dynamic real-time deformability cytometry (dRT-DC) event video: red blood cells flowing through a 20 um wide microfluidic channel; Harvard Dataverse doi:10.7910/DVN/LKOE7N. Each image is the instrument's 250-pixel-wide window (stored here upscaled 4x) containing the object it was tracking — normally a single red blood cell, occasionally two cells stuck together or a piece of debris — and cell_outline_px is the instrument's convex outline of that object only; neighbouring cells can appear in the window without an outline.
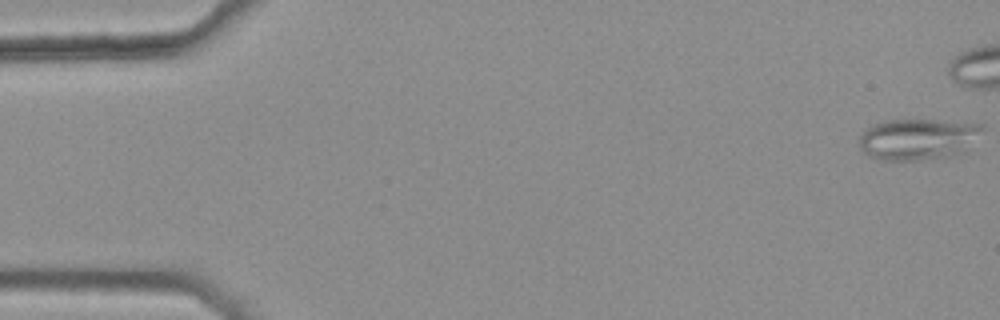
{"species": "common noctule bat (a hibernating species)", "species_latin": "Nyctalus noctula", "temperature_condition": "warm", "stored_images_in_passage": 48, "camera_frame_rate_fps": 3000, "um_per_image_px": 0.085, "animal": {"sex": "female", "body_mass_g": 25.1}, "frame": {"image": 1, "passage_image": 1, "time_ms": 0.0, "image_size_px": [1000, 320], "cell_outline_px": [[984, 128], [968, 152], [948, 156], [920, 160], [880, 160], [868, 156], [860, 148], [860, 132], [864, 128], [872, 124], [884, 120], [936, 120], [984, 124]], "centroid_in_image_um": [78.03, 11.82], "position_along_channel_um": 7.0, "area_um2": 30.11}}
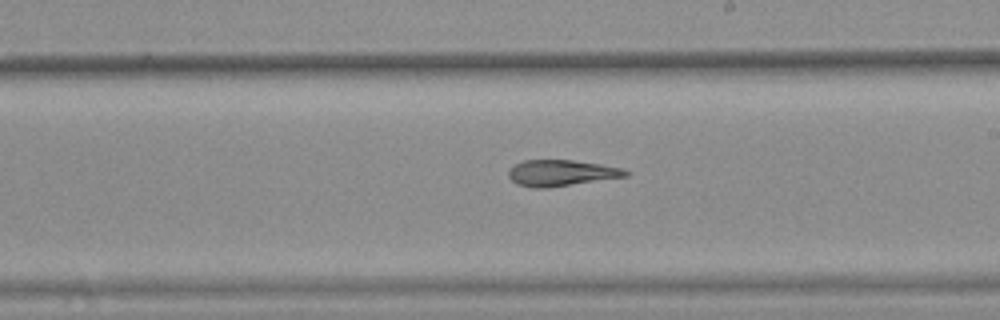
{"frame": {"image": 2, "passage_image": 31, "time_ms": 10.0, "image_size_px": [1000, 320], "cell_outline_px": [[632, 172], [628, 176], [544, 188], [532, 188], [516, 184], [508, 176], [508, 168], [512, 164], [524, 160], [572, 160], [600, 164], [624, 168]], "centroid_in_image_um": [47.68, 14.69], "position_along_channel_um": 241.3, "area_um2": 17.98}}
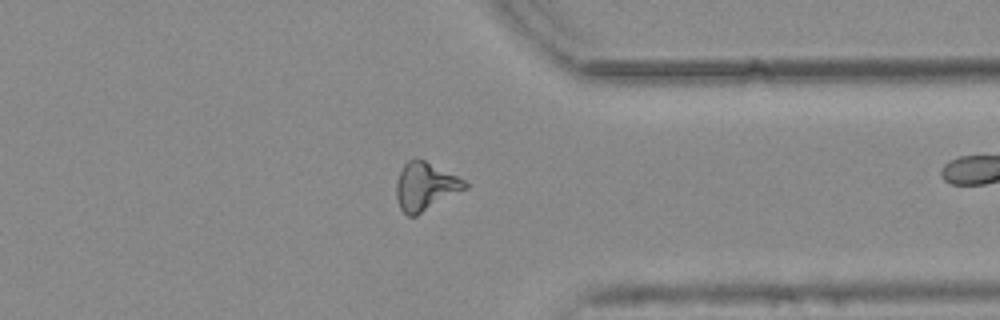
{"frame": {"image": 3, "passage_image": 42, "time_ms": 13.667, "image_size_px": [1000, 320], "cell_outline_px": [[468, 188], [416, 216], [408, 216], [400, 208], [396, 196], [396, 180], [404, 164], [408, 160], [416, 156], [464, 180], [468, 184]], "centroid_in_image_um": [36.13, 15.84], "position_along_channel_um": 375.3, "area_um2": 19.19}, "authors_computed_cell_mechanics": {"area_um2": 18.9295, "velocity_mm_per_s": 3.7848, "shape_relaxation_time_tau1_ms": null, "shape_relaxation_time_tau2_ms": 4.1691, "deformation_change_tau1": null, "deformation_change_tau2": 0.1157}}